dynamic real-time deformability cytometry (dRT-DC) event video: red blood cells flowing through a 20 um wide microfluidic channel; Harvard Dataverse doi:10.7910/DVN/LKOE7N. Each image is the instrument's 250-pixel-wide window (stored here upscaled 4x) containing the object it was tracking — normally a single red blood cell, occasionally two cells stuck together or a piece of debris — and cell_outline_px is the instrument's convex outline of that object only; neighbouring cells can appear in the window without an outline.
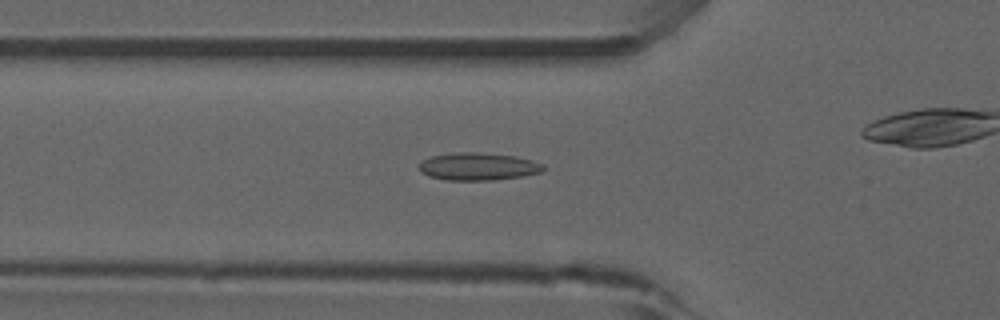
{"species": "common noctule bat (a hibernating species)", "species_latin": "Nyctalus noctula", "temperature_condition": "room temperature", "stored_images_in_passage": 23, "camera_frame_rate_fps": 3000, "um_per_image_px": 0.085, "animal": {"sex": "male", "forearm_length_mm": 52.5}, "frame": {"image": 1, "passage_image": 18, "time_ms": 5.667, "image_size_px": [1000, 320], "cell_outline_px": [[544, 172], [524, 176], [492, 180], [448, 180], [428, 176], [420, 172], [420, 164], [424, 160], [432, 156], [460, 152], [476, 152], [516, 156], [532, 160], [544, 164]], "centroid_in_image_um": [40.7, 14.16], "position_along_channel_um": 85.1, "area_um2": 19.94}}